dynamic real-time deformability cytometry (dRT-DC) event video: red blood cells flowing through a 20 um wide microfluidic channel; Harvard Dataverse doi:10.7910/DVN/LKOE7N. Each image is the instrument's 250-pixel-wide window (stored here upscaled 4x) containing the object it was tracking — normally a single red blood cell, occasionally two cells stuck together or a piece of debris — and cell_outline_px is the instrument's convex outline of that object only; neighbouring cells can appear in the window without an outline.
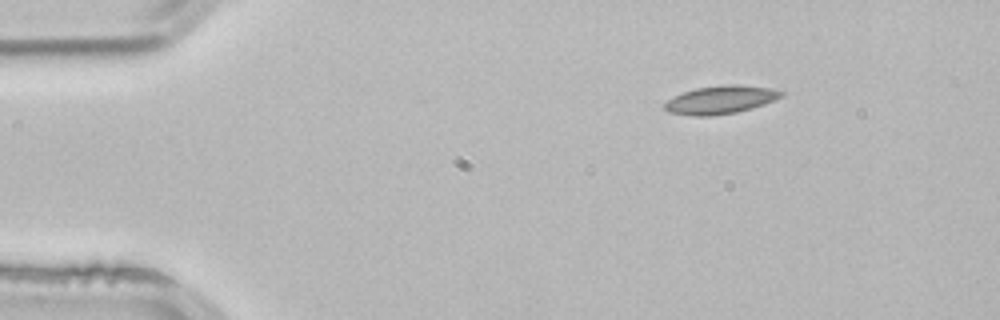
{"species": "common noctule bat (a hibernating species)", "species_latin": "Nyctalus noctula", "temperature_condition": "room temperature", "stored_images_in_passage": 3, "segment_of_instrument_passage": [2, 2], "camera_frame_rate_fps": 3000, "um_per_image_px": 0.085, "animal": {"sex": "male", "body_mass_g": 21.5, "forearm_length_mm": 52.0}, "frame": {"image": 1, "passage_image": 3, "time_ms": 0.667, "image_size_px": [1000, 320], "cell_outline_px": [[784, 96], [776, 100], [752, 108], [736, 112], [712, 116], [692, 116], [668, 112], [664, 108], [664, 104], [668, 100], [684, 92], [696, 88], [728, 84], [736, 84], [768, 88], [784, 92]], "centroid_in_image_um": [61.26, 8.49], "position_along_channel_um": 23.7, "area_um2": 19.02}}